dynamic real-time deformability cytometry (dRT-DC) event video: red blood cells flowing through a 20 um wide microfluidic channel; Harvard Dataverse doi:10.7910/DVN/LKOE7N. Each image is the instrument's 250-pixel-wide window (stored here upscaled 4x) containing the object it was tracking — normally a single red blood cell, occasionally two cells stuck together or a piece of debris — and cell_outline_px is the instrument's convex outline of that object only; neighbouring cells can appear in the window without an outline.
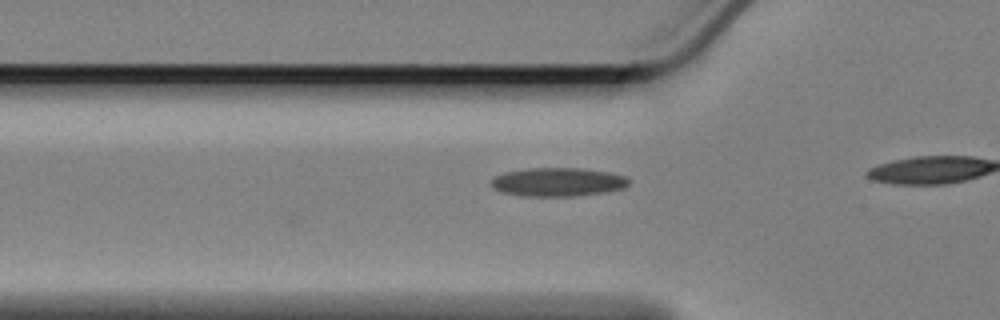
{"species": "Egyptian fruit bat (a non-hibernating species)", "species_latin": "Rousettus aegyptiacus", "temperature_condition": "cold", "stored_images_in_passage": 8, "camera_frame_rate_fps": 3000, "um_per_image_px": 0.085, "animal": {"sex": "female"}, "frame": {"image": 1, "passage_image": 2, "time_ms": 0.333, "image_size_px": [1000, 320], "cell_outline_px": [[628, 184], [624, 188], [604, 192], [572, 196], [524, 196], [500, 192], [492, 188], [492, 180], [496, 176], [504, 172], [528, 168], [584, 168], [608, 172], [624, 176], [628, 180]], "centroid_in_image_um": [47.39, 15.47], "position_along_channel_um": 78.4, "area_um2": 22.89}}
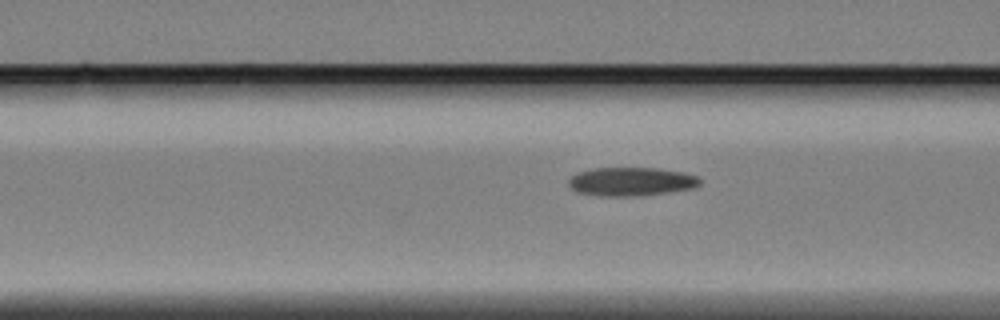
{"frame": {"image": 2, "passage_image": 5, "time_ms": 1.333, "image_size_px": [1000, 320], "cell_outline_px": [[700, 184], [692, 188], [668, 192], [640, 196], [600, 196], [576, 192], [568, 184], [568, 180], [576, 172], [592, 168], [656, 168], [684, 172], [696, 176], [700, 180]], "centroid_in_image_um": [53.61, 15.43], "position_along_channel_um": 113.0, "area_um2": 21.96}}